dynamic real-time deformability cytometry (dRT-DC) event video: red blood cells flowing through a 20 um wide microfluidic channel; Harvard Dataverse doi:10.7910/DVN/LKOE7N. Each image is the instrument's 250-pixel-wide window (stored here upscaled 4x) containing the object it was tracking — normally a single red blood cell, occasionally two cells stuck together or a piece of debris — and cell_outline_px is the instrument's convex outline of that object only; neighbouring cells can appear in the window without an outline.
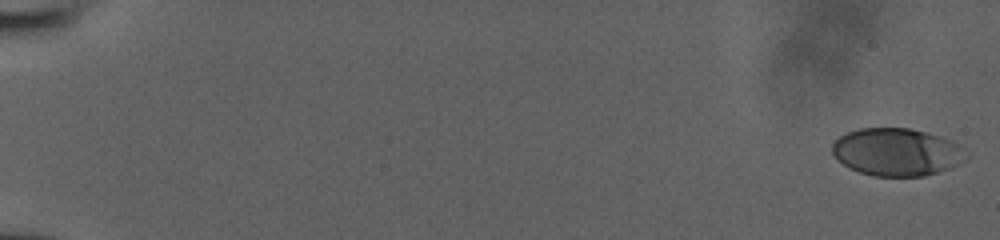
{"species": "human", "species_latin": "Homo sapiens", "temperature_condition": "room temperature", "stored_images_in_passage": 47, "camera_frame_rate_fps": 3000, "um_per_image_px": 0.085, "donor": {"sex": "male"}, "frame": {"image": 1, "passage_image": 1, "time_ms": 0.0, "image_size_px": [1000, 240], "cell_outline_px": [[972, 152], [964, 160], [952, 168], [924, 176], [872, 176], [848, 168], [836, 160], [832, 152], [832, 144], [840, 136], [848, 132], [860, 128], [912, 128], [940, 136], [952, 140]], "centroid_in_image_um": [76.27, 12.93], "position_along_channel_um": 8.7, "area_um2": 37.74}}
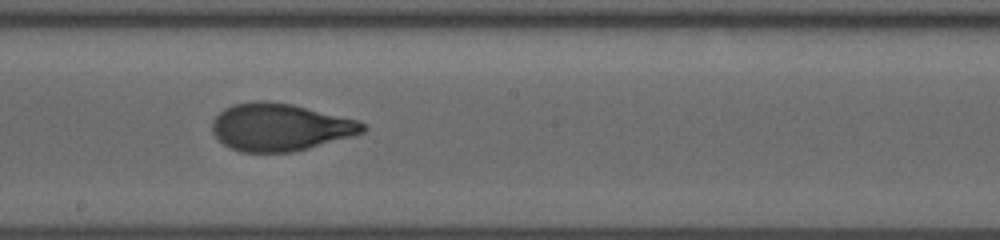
{"frame": {"image": 2, "passage_image": 26, "time_ms": 8.333, "image_size_px": [1000, 240], "cell_outline_px": [[368, 128], [364, 132], [352, 136], [308, 148], [292, 152], [240, 152], [224, 144], [212, 132], [212, 120], [224, 108], [232, 104], [256, 100], [268, 100], [292, 104], [360, 120], [368, 124]], "centroid_in_image_um": [23.83, 10.79], "position_along_channel_um": 224.4, "area_um2": 41.91}}
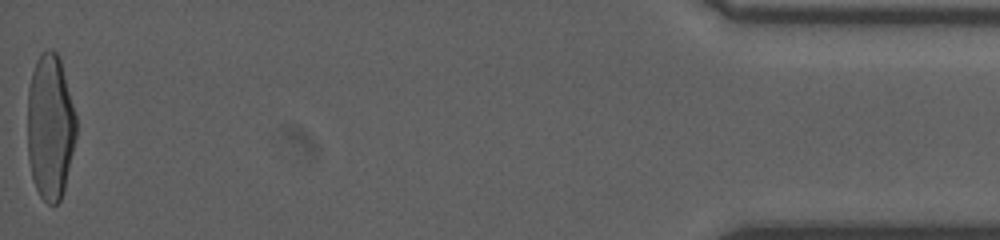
{"frame": {"image": 3, "passage_image": 47, "time_ms": 15.333, "image_size_px": [1000, 240], "cell_outline_px": [[76, 136], [64, 188], [60, 200], [56, 204], [48, 204], [40, 196], [32, 180], [28, 160], [28, 88], [32, 72], [36, 60], [40, 52], [48, 48], [52, 48], [60, 56], [76, 116]], "centroid_in_image_um": [4.26, 10.74], "position_along_channel_um": 430.9, "area_um2": 41.56}}